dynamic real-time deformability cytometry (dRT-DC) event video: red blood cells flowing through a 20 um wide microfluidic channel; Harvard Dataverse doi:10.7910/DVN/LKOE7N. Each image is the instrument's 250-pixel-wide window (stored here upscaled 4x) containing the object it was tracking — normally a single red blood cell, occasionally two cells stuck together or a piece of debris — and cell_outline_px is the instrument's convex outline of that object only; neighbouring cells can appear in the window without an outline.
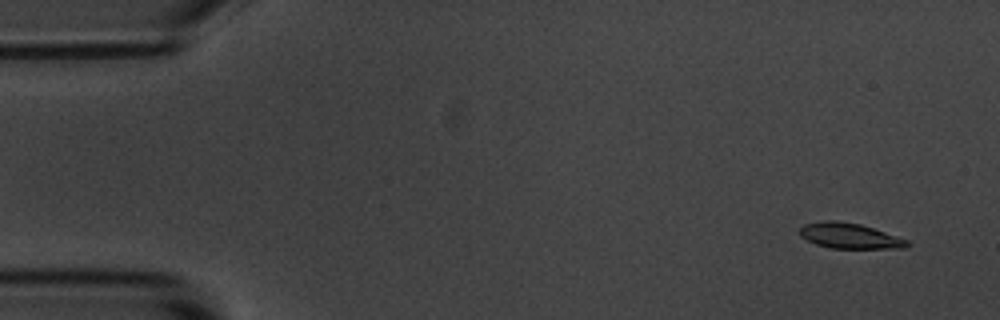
{"species": "common noctule bat (a hibernating species)", "species_latin": "Nyctalus noctula", "temperature_condition": "room temperature", "stored_images_in_passage": 5, "camera_frame_rate_fps": 3000, "um_per_image_px": 0.085, "animal": {"sex": "male", "body_mass_g": 20.1, "forearm_length_mm": 53.5}, "frame": {"image": 1, "passage_image": 1, "time_ms": 0.0, "image_size_px": [1000, 320], "cell_outline_px": [[912, 244], [904, 248], [828, 248], [816, 244], [800, 236], [800, 228], [804, 224], [824, 220], [836, 220], [860, 224], [908, 240]], "centroid_in_image_um": [72.2, 20.04], "position_along_channel_um": 12.8, "area_um2": 15.84}}
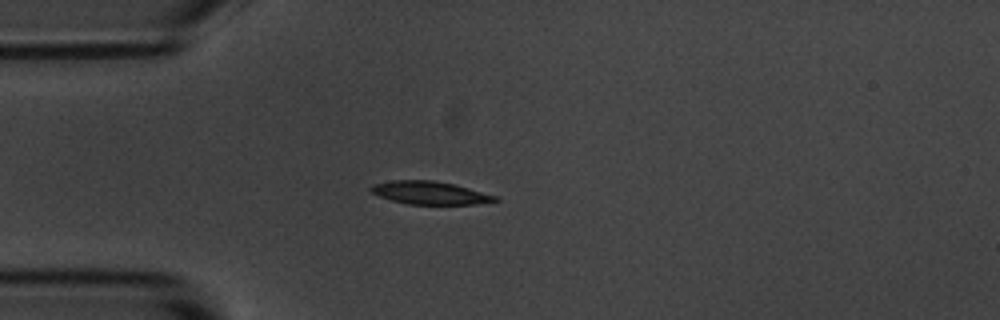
{"frame": {"image": 2, "passage_image": 4, "time_ms": 3.667, "image_size_px": [1000, 320], "cell_outline_px": [[500, 200], [476, 204], [408, 204], [392, 200], [380, 196], [372, 192], [368, 188], [372, 184], [392, 180], [432, 180], [452, 184], [468, 188], [496, 196]], "centroid_in_image_um": [36.5, 16.39], "position_along_channel_um": 48.5, "area_um2": 16.42}}